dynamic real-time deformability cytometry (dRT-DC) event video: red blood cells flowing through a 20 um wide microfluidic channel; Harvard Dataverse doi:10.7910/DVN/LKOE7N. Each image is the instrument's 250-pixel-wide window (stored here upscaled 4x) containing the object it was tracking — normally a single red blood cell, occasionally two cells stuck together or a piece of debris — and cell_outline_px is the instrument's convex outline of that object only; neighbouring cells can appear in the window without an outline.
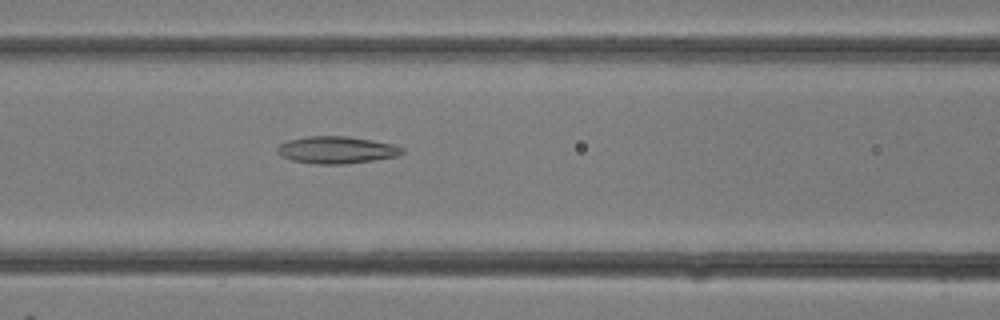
{"species": "common noctule bat (a hibernating species)", "species_latin": "Nyctalus noctula", "temperature_condition": "room temperature", "stored_images_in_passage": 30, "camera_frame_rate_fps": 3000, "um_per_image_px": 0.085, "animal": {"sex": "female"}, "frame": {"image": 1, "passage_image": 13, "time_ms": 4.0, "image_size_px": [1000, 320], "cell_outline_px": [[404, 152], [396, 156], [372, 160], [344, 164], [316, 164], [292, 160], [280, 156], [276, 152], [276, 148], [280, 144], [288, 140], [308, 136], [348, 136], [372, 140], [392, 144], [404, 148]], "centroid_in_image_um": [28.57, 12.74], "position_along_channel_um": 138.0, "area_um2": 19.71}}
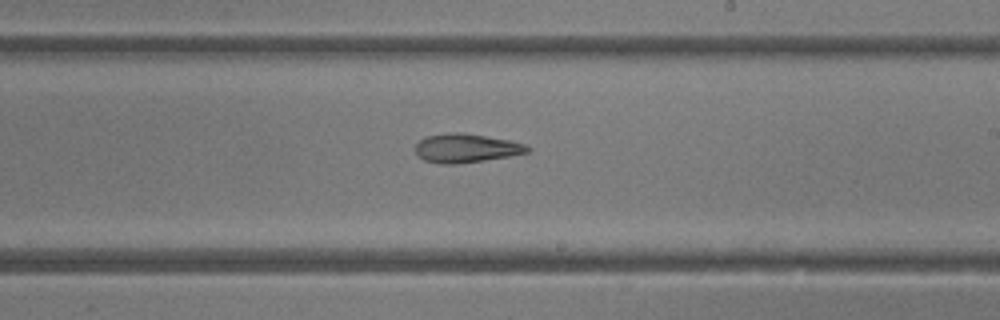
{"frame": {"image": 2, "passage_image": 18, "time_ms": 5.667, "image_size_px": [1000, 320], "cell_outline_px": [[532, 148], [528, 152], [508, 156], [484, 160], [456, 164], [440, 164], [424, 160], [416, 156], [416, 144], [424, 136], [448, 132], [464, 132], [508, 140], [524, 144]], "centroid_in_image_um": [39.57, 12.58], "position_along_channel_um": 249.4, "area_um2": 18.9}}
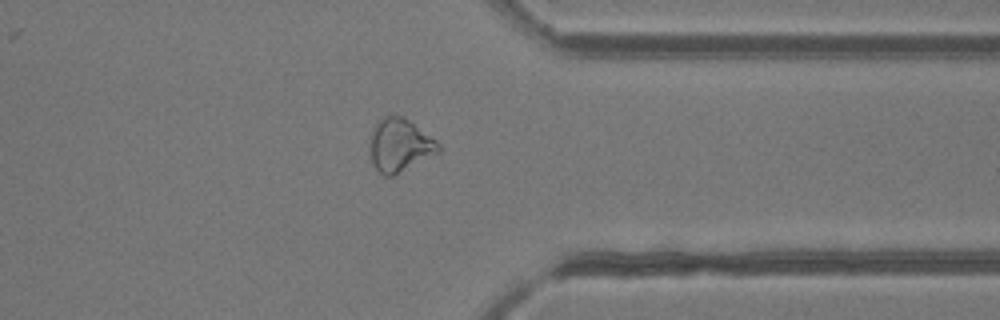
{"frame": {"image": 3, "passage_image": 24, "time_ms": 7.667, "image_size_px": [1000, 320], "cell_outline_px": [[440, 152], [392, 176], [384, 176], [372, 164], [368, 144], [376, 120], [384, 116], [404, 116], [436, 140], [440, 144]], "centroid_in_image_um": [33.95, 12.33], "position_along_channel_um": 377.5, "area_um2": 21.33}}